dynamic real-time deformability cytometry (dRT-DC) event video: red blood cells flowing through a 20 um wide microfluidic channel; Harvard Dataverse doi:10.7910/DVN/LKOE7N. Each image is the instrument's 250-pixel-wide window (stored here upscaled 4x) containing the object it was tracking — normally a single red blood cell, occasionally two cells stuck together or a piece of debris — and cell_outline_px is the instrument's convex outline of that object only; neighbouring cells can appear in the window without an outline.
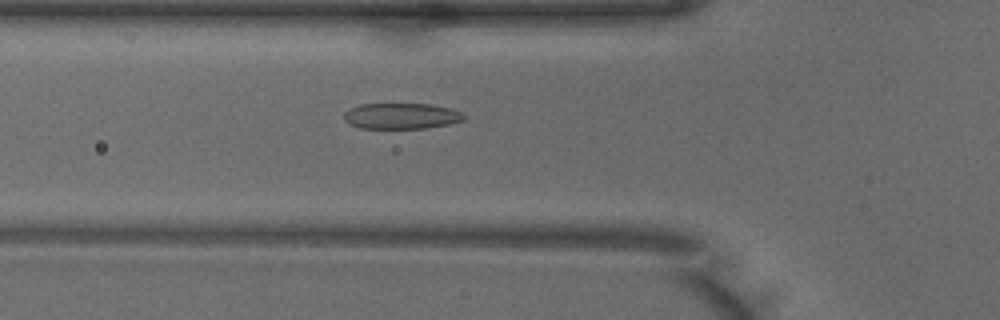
{"species": "common noctule bat (a hibernating species)", "species_latin": "Nyctalus noctula", "temperature_condition": "warm", "stored_images_in_passage": 50, "camera_frame_rate_fps": 3000, "um_per_image_px": 0.085, "animal": {"sex": "male", "body_mass_g": 18.8}, "frame": {"image": 1, "passage_image": 17, "time_ms": 5.333, "image_size_px": [1000, 320], "cell_outline_px": [[464, 120], [448, 124], [424, 128], [360, 128], [348, 124], [344, 120], [344, 112], [348, 108], [360, 104], [432, 104], [452, 108], [464, 112]], "centroid_in_image_um": [34.1, 9.85], "position_along_channel_um": 91.7, "area_um2": 18.26}}
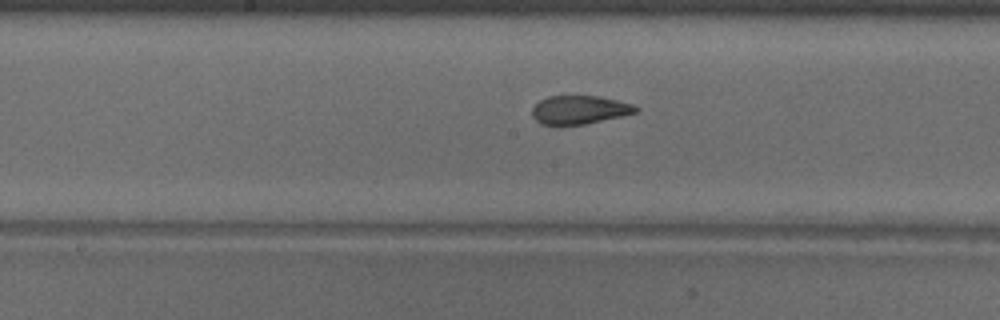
{"frame": {"image": 2, "passage_image": 25, "time_ms": 8.0, "image_size_px": [1000, 320], "cell_outline_px": [[640, 108], [636, 112], [620, 116], [584, 124], [540, 124], [532, 116], [532, 108], [540, 100], [548, 96], [600, 96], [632, 104]], "centroid_in_image_um": [49.24, 9.32], "position_along_channel_um": 199.0, "area_um2": 16.94}}
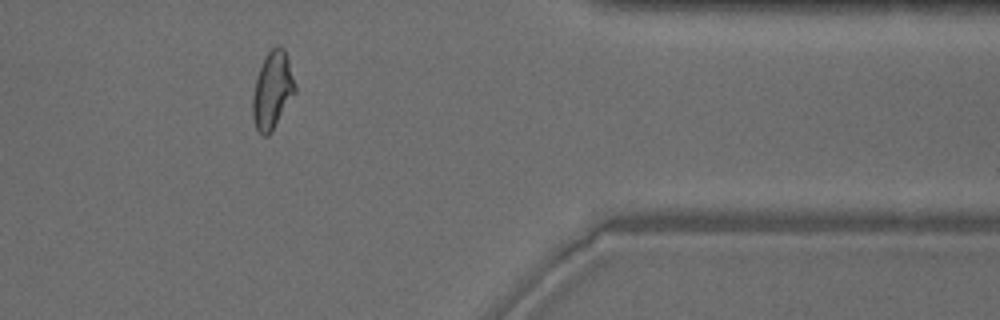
{"frame": {"image": 3, "passage_image": 41, "time_ms": 13.333, "image_size_px": [1000, 320], "cell_outline_px": [[296, 92], [272, 132], [268, 136], [264, 136], [256, 128], [252, 116], [252, 96], [256, 80], [264, 56], [276, 44], [284, 48], [296, 84]], "centroid_in_image_um": [23.16, 7.68], "position_along_channel_um": 388.2, "area_um2": 19.19}, "authors_computed_cell_mechanics": {"area_um2": 18.9295, "velocity_mm_per_s": 3.9901, "shape_relaxation_time_tau1_ms": 4.6437, "shape_relaxation_time_tau2_ms": 1.0895, "deformation_change_tau1": 0.1803, "deformation_change_tau2": 0.0799}}